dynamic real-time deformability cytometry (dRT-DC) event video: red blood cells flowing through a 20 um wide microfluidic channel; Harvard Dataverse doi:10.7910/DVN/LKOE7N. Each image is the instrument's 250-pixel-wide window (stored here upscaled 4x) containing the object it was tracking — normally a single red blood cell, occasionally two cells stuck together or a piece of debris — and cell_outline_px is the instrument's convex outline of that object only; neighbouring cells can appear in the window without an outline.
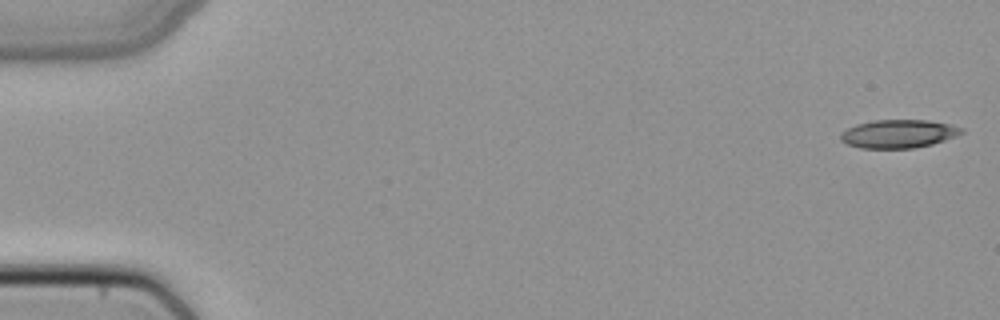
{"species": "common noctule bat (a hibernating species)", "species_latin": "Nyctalus noctula", "temperature_condition": "cold", "stored_images_in_passage": 50, "camera_frame_rate_fps": 3000, "um_per_image_px": 0.085, "animal": {"sex": "female", "body_mass_g": 22.7, "forearm_length_mm": 54.2}, "frame": {"image": 1, "passage_image": 1, "time_ms": 0.0, "image_size_px": [1000, 320], "cell_outline_px": [[964, 132], [956, 136], [932, 144], [912, 148], [860, 148], [848, 144], [840, 140], [840, 132], [856, 124], [872, 120], [928, 120], [952, 124], [964, 128]], "centroid_in_image_um": [76.38, 11.36], "position_along_channel_um": 8.6, "area_um2": 20.06}}
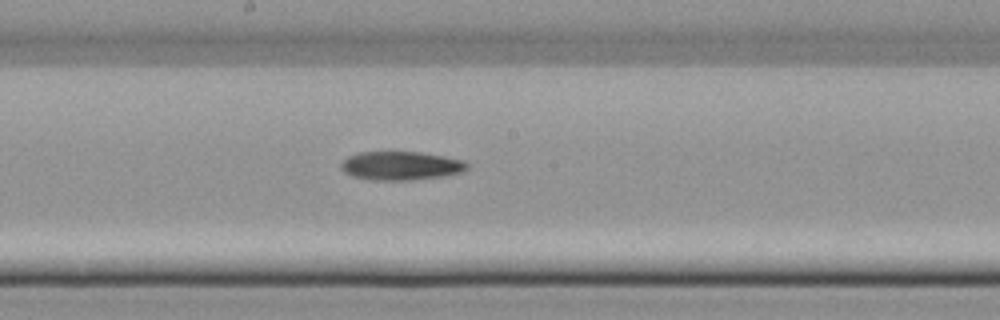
{"frame": {"image": 2, "passage_image": 27, "time_ms": 8.667, "image_size_px": [1000, 320], "cell_outline_px": [[468, 168], [464, 172], [448, 176], [412, 180], [368, 180], [352, 176], [344, 172], [340, 168], [340, 164], [348, 156], [356, 152], [420, 152], [444, 156], [464, 160], [468, 164]], "centroid_in_image_um": [34.09, 14.1], "position_along_channel_um": 214.1, "area_um2": 21.44}}
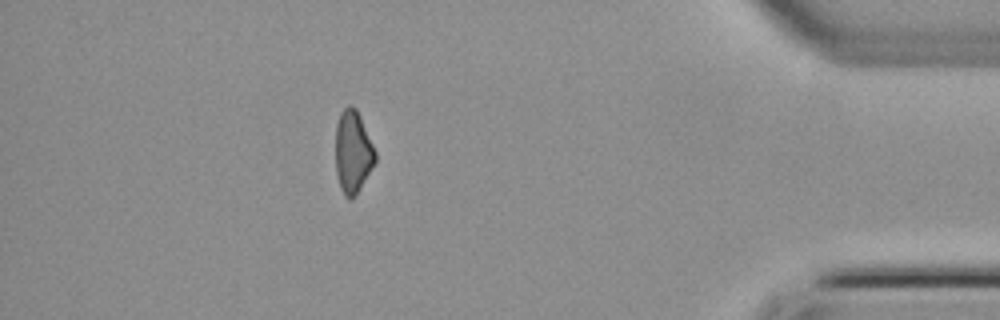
{"frame": {"image": 3, "passage_image": 44, "time_ms": 14.333, "image_size_px": [1000, 320], "cell_outline_px": [[376, 160], [356, 196], [348, 200], [344, 196], [340, 188], [336, 172], [336, 124], [340, 112], [348, 104], [352, 104], [356, 108], [360, 116], [376, 152]], "centroid_in_image_um": [29.98, 12.91], "position_along_channel_um": 405.2, "area_um2": 19.19}}